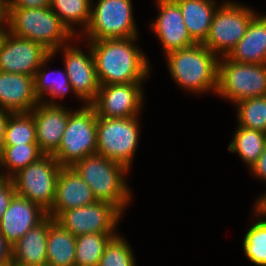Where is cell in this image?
Returning a JSON list of instances; mask_svg holds the SVG:
<instances>
[{
	"label": "cell",
	"instance_id": "1",
	"mask_svg": "<svg viewBox=\"0 0 266 266\" xmlns=\"http://www.w3.org/2000/svg\"><path fill=\"white\" fill-rule=\"evenodd\" d=\"M137 37L89 41L100 85L142 82L149 61L133 41Z\"/></svg>",
	"mask_w": 266,
	"mask_h": 266
},
{
	"label": "cell",
	"instance_id": "2",
	"mask_svg": "<svg viewBox=\"0 0 266 266\" xmlns=\"http://www.w3.org/2000/svg\"><path fill=\"white\" fill-rule=\"evenodd\" d=\"M165 56L172 78L185 91H217L219 56L203 44L196 43Z\"/></svg>",
	"mask_w": 266,
	"mask_h": 266
},
{
	"label": "cell",
	"instance_id": "3",
	"mask_svg": "<svg viewBox=\"0 0 266 266\" xmlns=\"http://www.w3.org/2000/svg\"><path fill=\"white\" fill-rule=\"evenodd\" d=\"M6 24L7 32L39 43L54 55L75 35L50 7L8 8Z\"/></svg>",
	"mask_w": 266,
	"mask_h": 266
},
{
	"label": "cell",
	"instance_id": "4",
	"mask_svg": "<svg viewBox=\"0 0 266 266\" xmlns=\"http://www.w3.org/2000/svg\"><path fill=\"white\" fill-rule=\"evenodd\" d=\"M72 168L92 189L97 201L108 202L121 212L124 211L131 199V190L123 177L129 171L126 166L93 154L76 162Z\"/></svg>",
	"mask_w": 266,
	"mask_h": 266
},
{
	"label": "cell",
	"instance_id": "5",
	"mask_svg": "<svg viewBox=\"0 0 266 266\" xmlns=\"http://www.w3.org/2000/svg\"><path fill=\"white\" fill-rule=\"evenodd\" d=\"M97 154V114L92 105L68 111V124L58 149L52 154L61 167H72Z\"/></svg>",
	"mask_w": 266,
	"mask_h": 266
},
{
	"label": "cell",
	"instance_id": "6",
	"mask_svg": "<svg viewBox=\"0 0 266 266\" xmlns=\"http://www.w3.org/2000/svg\"><path fill=\"white\" fill-rule=\"evenodd\" d=\"M216 92L235 104L266 95V64L240 63L220 57Z\"/></svg>",
	"mask_w": 266,
	"mask_h": 266
},
{
	"label": "cell",
	"instance_id": "7",
	"mask_svg": "<svg viewBox=\"0 0 266 266\" xmlns=\"http://www.w3.org/2000/svg\"><path fill=\"white\" fill-rule=\"evenodd\" d=\"M139 124L138 116L129 118L97 116V154L130 169L138 146Z\"/></svg>",
	"mask_w": 266,
	"mask_h": 266
},
{
	"label": "cell",
	"instance_id": "8",
	"mask_svg": "<svg viewBox=\"0 0 266 266\" xmlns=\"http://www.w3.org/2000/svg\"><path fill=\"white\" fill-rule=\"evenodd\" d=\"M61 166L52 154H44L12 178L16 194L41 205L52 206Z\"/></svg>",
	"mask_w": 266,
	"mask_h": 266
},
{
	"label": "cell",
	"instance_id": "9",
	"mask_svg": "<svg viewBox=\"0 0 266 266\" xmlns=\"http://www.w3.org/2000/svg\"><path fill=\"white\" fill-rule=\"evenodd\" d=\"M221 5L213 15L209 34L203 45L214 54L224 57L243 38L256 13L248 7L229 1Z\"/></svg>",
	"mask_w": 266,
	"mask_h": 266
},
{
	"label": "cell",
	"instance_id": "10",
	"mask_svg": "<svg viewBox=\"0 0 266 266\" xmlns=\"http://www.w3.org/2000/svg\"><path fill=\"white\" fill-rule=\"evenodd\" d=\"M93 8L84 30L87 40L137 37L131 0H98Z\"/></svg>",
	"mask_w": 266,
	"mask_h": 266
},
{
	"label": "cell",
	"instance_id": "11",
	"mask_svg": "<svg viewBox=\"0 0 266 266\" xmlns=\"http://www.w3.org/2000/svg\"><path fill=\"white\" fill-rule=\"evenodd\" d=\"M121 215V211L112 204L97 201L65 210L54 221L74 236L90 233H115Z\"/></svg>",
	"mask_w": 266,
	"mask_h": 266
},
{
	"label": "cell",
	"instance_id": "12",
	"mask_svg": "<svg viewBox=\"0 0 266 266\" xmlns=\"http://www.w3.org/2000/svg\"><path fill=\"white\" fill-rule=\"evenodd\" d=\"M49 54L41 44L5 30L0 40V71L34 77Z\"/></svg>",
	"mask_w": 266,
	"mask_h": 266
},
{
	"label": "cell",
	"instance_id": "13",
	"mask_svg": "<svg viewBox=\"0 0 266 266\" xmlns=\"http://www.w3.org/2000/svg\"><path fill=\"white\" fill-rule=\"evenodd\" d=\"M142 82L100 85L91 104L98 117L129 118L139 115L143 105Z\"/></svg>",
	"mask_w": 266,
	"mask_h": 266
},
{
	"label": "cell",
	"instance_id": "14",
	"mask_svg": "<svg viewBox=\"0 0 266 266\" xmlns=\"http://www.w3.org/2000/svg\"><path fill=\"white\" fill-rule=\"evenodd\" d=\"M89 47V55L68 43L61 47L64 50V66L73 92L79 99L86 101L87 105L96 100L100 88L92 48Z\"/></svg>",
	"mask_w": 266,
	"mask_h": 266
},
{
	"label": "cell",
	"instance_id": "15",
	"mask_svg": "<svg viewBox=\"0 0 266 266\" xmlns=\"http://www.w3.org/2000/svg\"><path fill=\"white\" fill-rule=\"evenodd\" d=\"M47 217V211L41 205L16 194L0 219V233L13 246Z\"/></svg>",
	"mask_w": 266,
	"mask_h": 266
},
{
	"label": "cell",
	"instance_id": "16",
	"mask_svg": "<svg viewBox=\"0 0 266 266\" xmlns=\"http://www.w3.org/2000/svg\"><path fill=\"white\" fill-rule=\"evenodd\" d=\"M40 102L32 111L39 149L44 154H53L59 147L68 124V110L61 104Z\"/></svg>",
	"mask_w": 266,
	"mask_h": 266
},
{
	"label": "cell",
	"instance_id": "17",
	"mask_svg": "<svg viewBox=\"0 0 266 266\" xmlns=\"http://www.w3.org/2000/svg\"><path fill=\"white\" fill-rule=\"evenodd\" d=\"M156 1L160 11L151 27L162 43L165 55L196 44L186 28L179 5L174 0Z\"/></svg>",
	"mask_w": 266,
	"mask_h": 266
},
{
	"label": "cell",
	"instance_id": "18",
	"mask_svg": "<svg viewBox=\"0 0 266 266\" xmlns=\"http://www.w3.org/2000/svg\"><path fill=\"white\" fill-rule=\"evenodd\" d=\"M92 189L72 167H61L56 184L55 198L47 210L55 219L61 212L96 203Z\"/></svg>",
	"mask_w": 266,
	"mask_h": 266
},
{
	"label": "cell",
	"instance_id": "19",
	"mask_svg": "<svg viewBox=\"0 0 266 266\" xmlns=\"http://www.w3.org/2000/svg\"><path fill=\"white\" fill-rule=\"evenodd\" d=\"M39 103L33 76L0 71L1 109L12 113L31 112Z\"/></svg>",
	"mask_w": 266,
	"mask_h": 266
},
{
	"label": "cell",
	"instance_id": "20",
	"mask_svg": "<svg viewBox=\"0 0 266 266\" xmlns=\"http://www.w3.org/2000/svg\"><path fill=\"white\" fill-rule=\"evenodd\" d=\"M54 221L47 217L12 246V264L15 266L47 265V238L49 225Z\"/></svg>",
	"mask_w": 266,
	"mask_h": 266
},
{
	"label": "cell",
	"instance_id": "21",
	"mask_svg": "<svg viewBox=\"0 0 266 266\" xmlns=\"http://www.w3.org/2000/svg\"><path fill=\"white\" fill-rule=\"evenodd\" d=\"M226 57L240 63L266 64V16L252 18L245 35Z\"/></svg>",
	"mask_w": 266,
	"mask_h": 266
},
{
	"label": "cell",
	"instance_id": "22",
	"mask_svg": "<svg viewBox=\"0 0 266 266\" xmlns=\"http://www.w3.org/2000/svg\"><path fill=\"white\" fill-rule=\"evenodd\" d=\"M182 13L186 28L196 43L208 37L213 15L218 8L213 0H174Z\"/></svg>",
	"mask_w": 266,
	"mask_h": 266
},
{
	"label": "cell",
	"instance_id": "23",
	"mask_svg": "<svg viewBox=\"0 0 266 266\" xmlns=\"http://www.w3.org/2000/svg\"><path fill=\"white\" fill-rule=\"evenodd\" d=\"M48 266H75L76 236L53 221L47 238Z\"/></svg>",
	"mask_w": 266,
	"mask_h": 266
},
{
	"label": "cell",
	"instance_id": "24",
	"mask_svg": "<svg viewBox=\"0 0 266 266\" xmlns=\"http://www.w3.org/2000/svg\"><path fill=\"white\" fill-rule=\"evenodd\" d=\"M228 145V149L239 154V157L251 168L264 150L266 133L238 126L232 142Z\"/></svg>",
	"mask_w": 266,
	"mask_h": 266
},
{
	"label": "cell",
	"instance_id": "25",
	"mask_svg": "<svg viewBox=\"0 0 266 266\" xmlns=\"http://www.w3.org/2000/svg\"><path fill=\"white\" fill-rule=\"evenodd\" d=\"M43 155L44 153L39 149L37 143L4 145L0 152V166L7 168L6 171L8 170V172L7 174L6 172L1 173L2 177L11 179L16 173L34 163Z\"/></svg>",
	"mask_w": 266,
	"mask_h": 266
},
{
	"label": "cell",
	"instance_id": "26",
	"mask_svg": "<svg viewBox=\"0 0 266 266\" xmlns=\"http://www.w3.org/2000/svg\"><path fill=\"white\" fill-rule=\"evenodd\" d=\"M54 56L53 53H50L41 63V66L37 69L34 75V93L38 98L39 102L43 99L44 94L52 98H64V95L67 94L70 90L73 92L72 85L69 82V77L66 73L61 72L60 70L54 71L53 74L57 75L55 79L50 77V72H46L43 69H46V63ZM45 65V67H44ZM43 68V69H42ZM47 93V94H46Z\"/></svg>",
	"mask_w": 266,
	"mask_h": 266
},
{
	"label": "cell",
	"instance_id": "27",
	"mask_svg": "<svg viewBox=\"0 0 266 266\" xmlns=\"http://www.w3.org/2000/svg\"><path fill=\"white\" fill-rule=\"evenodd\" d=\"M255 213L259 220L247 231L243 239L244 253L257 266H266V208L262 204L255 205ZM261 215V216H259Z\"/></svg>",
	"mask_w": 266,
	"mask_h": 266
},
{
	"label": "cell",
	"instance_id": "28",
	"mask_svg": "<svg viewBox=\"0 0 266 266\" xmlns=\"http://www.w3.org/2000/svg\"><path fill=\"white\" fill-rule=\"evenodd\" d=\"M116 233H90L76 236L75 266H97L106 245Z\"/></svg>",
	"mask_w": 266,
	"mask_h": 266
},
{
	"label": "cell",
	"instance_id": "29",
	"mask_svg": "<svg viewBox=\"0 0 266 266\" xmlns=\"http://www.w3.org/2000/svg\"><path fill=\"white\" fill-rule=\"evenodd\" d=\"M91 0H51L50 8L56 13L60 21L74 34L75 24L88 27L91 20ZM74 23V25H73Z\"/></svg>",
	"mask_w": 266,
	"mask_h": 266
},
{
	"label": "cell",
	"instance_id": "30",
	"mask_svg": "<svg viewBox=\"0 0 266 266\" xmlns=\"http://www.w3.org/2000/svg\"><path fill=\"white\" fill-rule=\"evenodd\" d=\"M37 143L36 127L31 112L12 113L8 119L4 145Z\"/></svg>",
	"mask_w": 266,
	"mask_h": 266
},
{
	"label": "cell",
	"instance_id": "31",
	"mask_svg": "<svg viewBox=\"0 0 266 266\" xmlns=\"http://www.w3.org/2000/svg\"><path fill=\"white\" fill-rule=\"evenodd\" d=\"M238 125L266 133V95L236 103Z\"/></svg>",
	"mask_w": 266,
	"mask_h": 266
},
{
	"label": "cell",
	"instance_id": "32",
	"mask_svg": "<svg viewBox=\"0 0 266 266\" xmlns=\"http://www.w3.org/2000/svg\"><path fill=\"white\" fill-rule=\"evenodd\" d=\"M132 252L128 242L117 235L106 245L97 266H135Z\"/></svg>",
	"mask_w": 266,
	"mask_h": 266
},
{
	"label": "cell",
	"instance_id": "33",
	"mask_svg": "<svg viewBox=\"0 0 266 266\" xmlns=\"http://www.w3.org/2000/svg\"><path fill=\"white\" fill-rule=\"evenodd\" d=\"M16 195L15 187L11 179L0 178V219L6 212L13 197Z\"/></svg>",
	"mask_w": 266,
	"mask_h": 266
},
{
	"label": "cell",
	"instance_id": "34",
	"mask_svg": "<svg viewBox=\"0 0 266 266\" xmlns=\"http://www.w3.org/2000/svg\"><path fill=\"white\" fill-rule=\"evenodd\" d=\"M254 175L260 180L266 181V145L260 157L257 159L255 164L250 168ZM266 200V193L257 200L256 204H262Z\"/></svg>",
	"mask_w": 266,
	"mask_h": 266
},
{
	"label": "cell",
	"instance_id": "35",
	"mask_svg": "<svg viewBox=\"0 0 266 266\" xmlns=\"http://www.w3.org/2000/svg\"><path fill=\"white\" fill-rule=\"evenodd\" d=\"M51 0H8V8H45Z\"/></svg>",
	"mask_w": 266,
	"mask_h": 266
},
{
	"label": "cell",
	"instance_id": "36",
	"mask_svg": "<svg viewBox=\"0 0 266 266\" xmlns=\"http://www.w3.org/2000/svg\"><path fill=\"white\" fill-rule=\"evenodd\" d=\"M10 264H12V246L0 233V266H8Z\"/></svg>",
	"mask_w": 266,
	"mask_h": 266
},
{
	"label": "cell",
	"instance_id": "37",
	"mask_svg": "<svg viewBox=\"0 0 266 266\" xmlns=\"http://www.w3.org/2000/svg\"><path fill=\"white\" fill-rule=\"evenodd\" d=\"M11 114H12L11 111L0 108V152L4 148L6 126Z\"/></svg>",
	"mask_w": 266,
	"mask_h": 266
},
{
	"label": "cell",
	"instance_id": "38",
	"mask_svg": "<svg viewBox=\"0 0 266 266\" xmlns=\"http://www.w3.org/2000/svg\"><path fill=\"white\" fill-rule=\"evenodd\" d=\"M7 14H8V0H0V27L6 26L5 23H7Z\"/></svg>",
	"mask_w": 266,
	"mask_h": 266
},
{
	"label": "cell",
	"instance_id": "39",
	"mask_svg": "<svg viewBox=\"0 0 266 266\" xmlns=\"http://www.w3.org/2000/svg\"><path fill=\"white\" fill-rule=\"evenodd\" d=\"M5 27H0V40H1V37L3 36L4 32H5Z\"/></svg>",
	"mask_w": 266,
	"mask_h": 266
},
{
	"label": "cell",
	"instance_id": "40",
	"mask_svg": "<svg viewBox=\"0 0 266 266\" xmlns=\"http://www.w3.org/2000/svg\"><path fill=\"white\" fill-rule=\"evenodd\" d=\"M262 205L266 208V200L262 203Z\"/></svg>",
	"mask_w": 266,
	"mask_h": 266
}]
</instances>
